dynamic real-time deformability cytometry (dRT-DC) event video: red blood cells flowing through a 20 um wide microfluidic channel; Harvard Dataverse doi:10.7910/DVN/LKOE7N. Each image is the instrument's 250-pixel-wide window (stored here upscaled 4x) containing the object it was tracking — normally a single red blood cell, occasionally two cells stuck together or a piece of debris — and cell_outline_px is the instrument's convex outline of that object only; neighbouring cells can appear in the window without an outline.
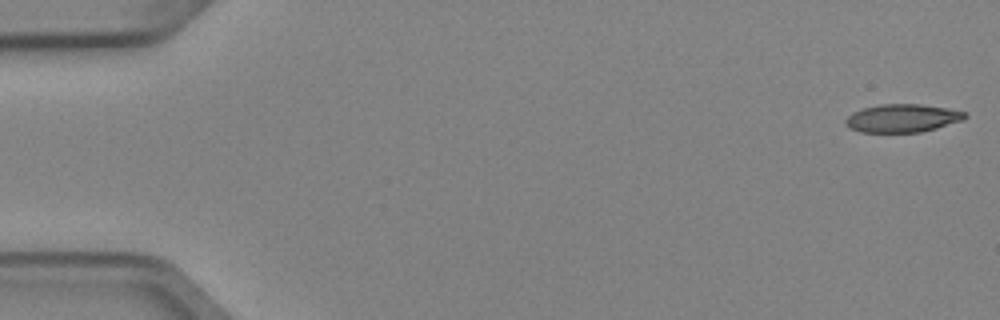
{"species": "Egyptian fruit bat (a non-hibernating species)", "species_latin": "Rousettus aegyptiacus", "temperature_condition": "cold", "stored_images_in_passage": 6, "camera_frame_rate_fps": 3000, "um_per_image_px": 0.085, "animal": {"sex": "female"}, "frame": {"image": 1, "passage_image": 1, "time_ms": 0.0, "image_size_px": [1000, 320], "cell_outline_px": [[968, 116], [964, 120], [936, 128], [920, 132], [860, 132], [848, 128], [844, 124], [844, 120], [852, 112], [864, 108], [880, 104], [920, 104], [948, 108], [964, 112]], "centroid_in_image_um": [76.68, 10.05], "position_along_channel_um": 8.3, "area_um2": 19.65}}
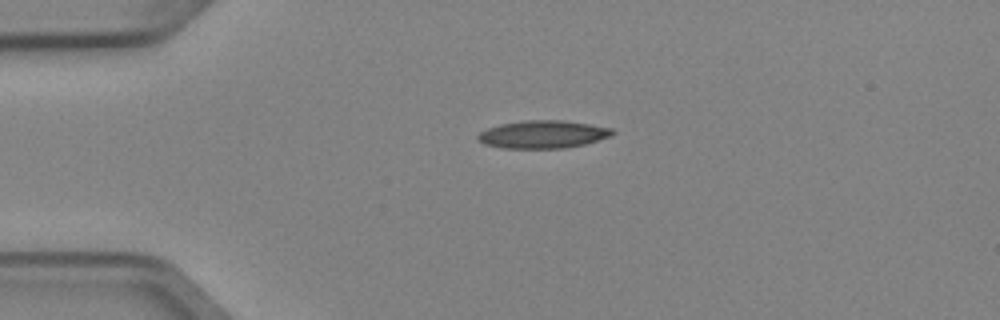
{"frame": {"image": 2, "passage_image": 4, "time_ms": 1.0, "image_size_px": [1000, 320], "cell_outline_px": [[616, 132], [612, 136], [584, 144], [564, 148], [504, 148], [484, 144], [476, 140], [476, 136], [480, 132], [488, 128], [500, 124], [524, 120], [560, 120], [588, 124], [612, 128]], "centroid_in_image_um": [46.13, 11.42], "position_along_channel_um": 38.9, "area_um2": 21.79}}
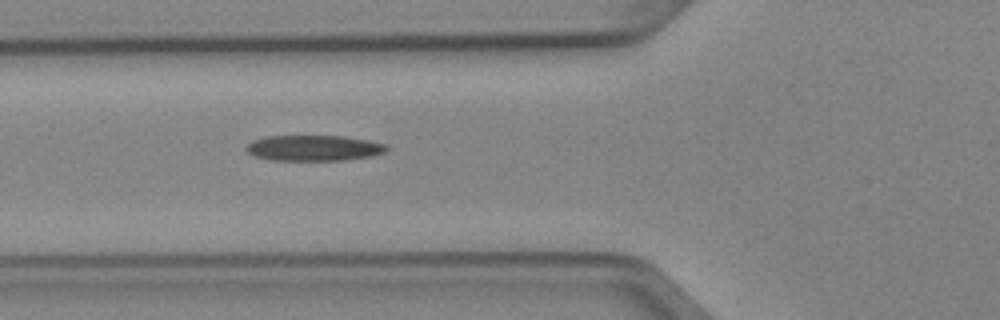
{"frame": {"image": 3, "passage_image": 6, "time_ms": 1.667, "image_size_px": [1000, 320], "cell_outline_px": [[388, 148], [384, 152], [372, 156], [344, 160], [268, 160], [252, 156], [244, 148], [252, 140], [268, 136], [344, 136], [384, 144]], "centroid_in_image_um": [26.6, 12.59], "position_along_channel_um": 99.2, "area_um2": 20.92}}